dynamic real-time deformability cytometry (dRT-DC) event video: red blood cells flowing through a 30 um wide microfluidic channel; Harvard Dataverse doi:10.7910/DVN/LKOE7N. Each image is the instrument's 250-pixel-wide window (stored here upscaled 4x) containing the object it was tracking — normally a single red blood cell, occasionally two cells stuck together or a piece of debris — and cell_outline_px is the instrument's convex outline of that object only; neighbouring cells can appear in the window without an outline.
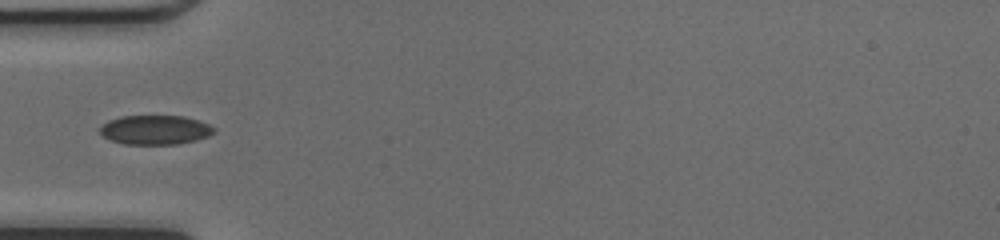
{"species": "common noctule bat (a hibernating species)", "species_latin": "Nyctalus noctula", "temperature_condition": "cold", "stored_images_in_passage": 33, "camera_frame_rate_fps": 3000, "um_per_image_px": 0.085, "animal": {"sex": "female", "body_mass_g": 17.0, "forearm_length_mm": 48.0}, "frame": {"image": 1, "passage_image": 1, "time_ms": 0.0, "image_size_px": [1000, 240], "cell_outline_px": [[216, 132], [208, 136], [196, 140], [176, 144], [124, 144], [112, 140], [104, 136], [100, 132], [100, 124], [108, 120], [120, 116], [184, 116], [208, 124], [216, 128]], "centroid_in_image_um": [13.18, 11.03], "position_along_channel_um": 71.8, "area_um2": 19.48}}
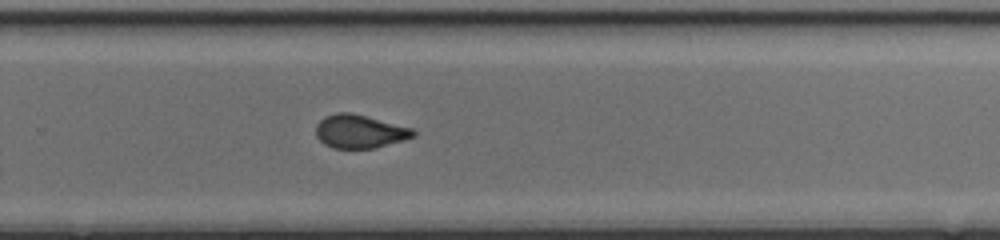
{"frame": {"image": 2, "passage_image": 17, "time_ms": 5.333, "image_size_px": [1000, 240], "cell_outline_px": [[416, 136], [404, 140], [376, 148], [332, 148], [324, 144], [316, 136], [316, 124], [324, 116], [336, 112], [352, 112], [412, 128], [416, 132]], "centroid_in_image_um": [30.57, 11.17], "position_along_channel_um": 299.2, "area_um2": 19.13}}
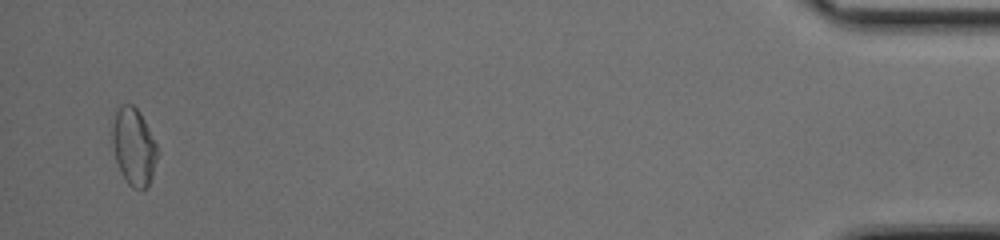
{"frame": {"image": 3, "passage_image": 32, "time_ms": 10.333, "image_size_px": [1000, 240], "cell_outline_px": [[160, 152], [152, 176], [148, 184], [144, 188], [132, 188], [124, 180], [120, 172], [116, 160], [112, 144], [112, 124], [116, 104], [132, 104], [140, 112]], "centroid_in_image_um": [11.35, 12.43], "position_along_channel_um": 423.8, "area_um2": 20.63}, "authors_computed_cell_mechanics": {"area_um2": 19.5364, "velocity_mm_per_s": 4.2557, "shape_relaxation_time_tau1_ms": 7.7842, "shape_relaxation_time_tau2_ms": 1.7509, "deformation_change_tau1": 0.1812, "deformation_change_tau2": 0.0491}}